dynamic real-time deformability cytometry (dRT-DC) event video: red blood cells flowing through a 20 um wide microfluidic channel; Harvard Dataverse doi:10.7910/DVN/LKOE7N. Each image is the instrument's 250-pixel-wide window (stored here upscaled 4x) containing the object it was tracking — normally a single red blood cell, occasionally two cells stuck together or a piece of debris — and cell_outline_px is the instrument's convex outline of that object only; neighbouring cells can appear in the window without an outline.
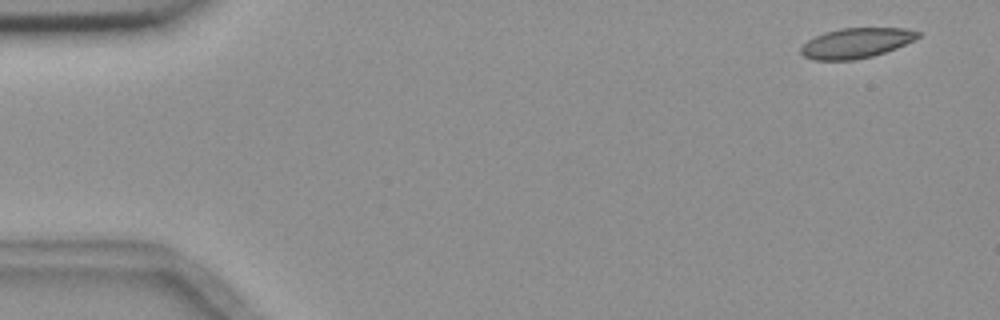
{"species": "common noctule bat (a hibernating species)", "species_latin": "Nyctalus noctula", "temperature_condition": "room temperature", "stored_images_in_passage": 5, "camera_frame_rate_fps": 3000, "um_per_image_px": 0.085, "animal": {"sex": "female", "body_mass_g": 18.4}, "frame": {"image": 1, "passage_image": 1, "time_ms": 0.0, "image_size_px": [1000, 320], "cell_outline_px": [[920, 36], [896, 48], [872, 56], [852, 60], [812, 60], [804, 56], [800, 52], [800, 48], [808, 40], [824, 32], [840, 28], [908, 28], [920, 32]], "centroid_in_image_um": [72.75, 3.65], "position_along_channel_um": 12.2, "area_um2": 20.4}}
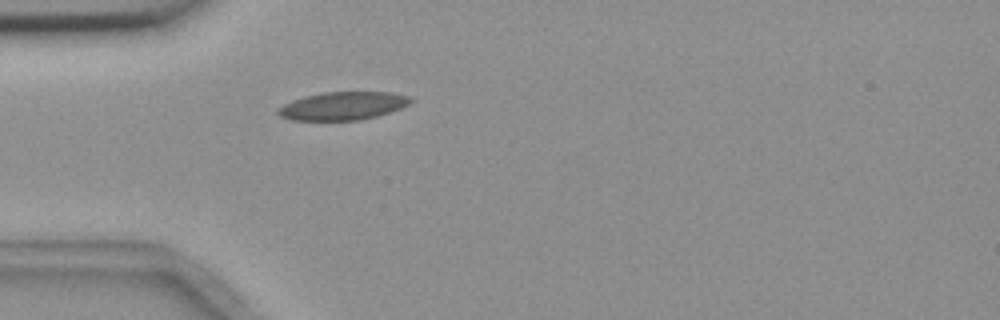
{"frame": {"image": 2, "passage_image": 5, "time_ms": 4.333, "image_size_px": [1000, 320], "cell_outline_px": [[416, 100], [400, 108], [376, 116], [360, 120], [292, 120], [280, 116], [276, 112], [276, 108], [292, 100], [304, 96], [324, 92], [392, 92], [408, 96]], "centroid_in_image_um": [29.12, 8.99], "position_along_channel_um": 55.9, "area_um2": 21.73}}